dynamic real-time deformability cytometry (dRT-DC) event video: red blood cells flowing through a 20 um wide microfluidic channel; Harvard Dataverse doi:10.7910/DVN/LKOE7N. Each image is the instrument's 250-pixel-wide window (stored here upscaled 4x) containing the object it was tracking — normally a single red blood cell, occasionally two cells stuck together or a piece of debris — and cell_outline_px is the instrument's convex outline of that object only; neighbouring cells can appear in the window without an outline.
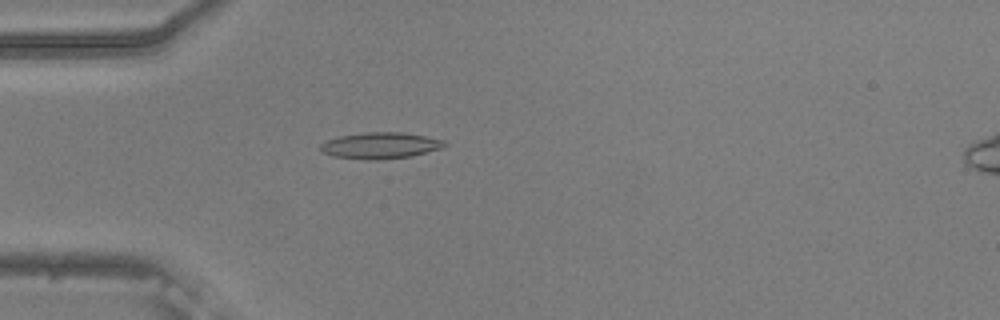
{"species": "common noctule bat (a hibernating species)", "species_latin": "Nyctalus noctula", "temperature_condition": "warm", "stored_images_in_passage": 54, "camera_frame_rate_fps": 3000, "um_per_image_px": 0.085, "animal": {"sex": "male", "body_mass_g": 20.5, "forearm_length_mm": 52.5}, "frame": {"image": 1, "passage_image": 16, "time_ms": 5.0, "image_size_px": [1000, 320], "cell_outline_px": [[448, 144], [440, 148], [412, 156], [376, 160], [368, 160], [332, 156], [320, 152], [320, 144], [328, 140], [340, 136], [368, 132], [400, 132], [424, 136], [444, 140]], "centroid_in_image_um": [32.3, 12.38], "position_along_channel_um": 52.7, "area_um2": 18.9}}
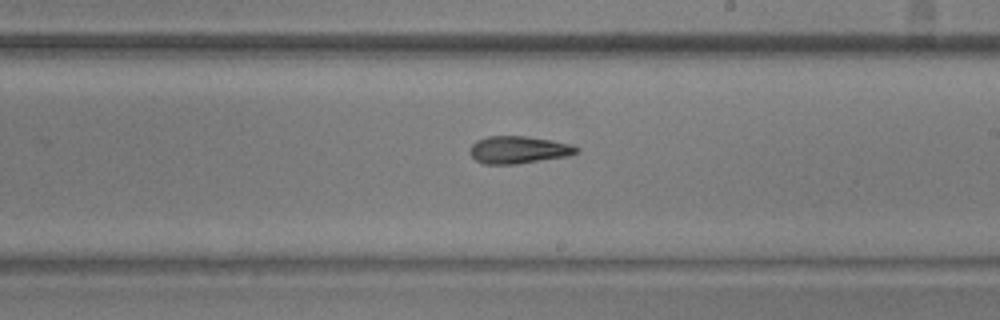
{"frame": {"image": 2, "passage_image": 32, "time_ms": 10.333, "image_size_px": [1000, 320], "cell_outline_px": [[580, 152], [568, 156], [516, 164], [484, 164], [476, 160], [468, 152], [472, 144], [476, 140], [488, 136], [528, 136], [552, 140], [568, 144], [580, 148]], "centroid_in_image_um": [44.07, 12.73], "position_along_channel_um": 244.9, "area_um2": 17.11}}
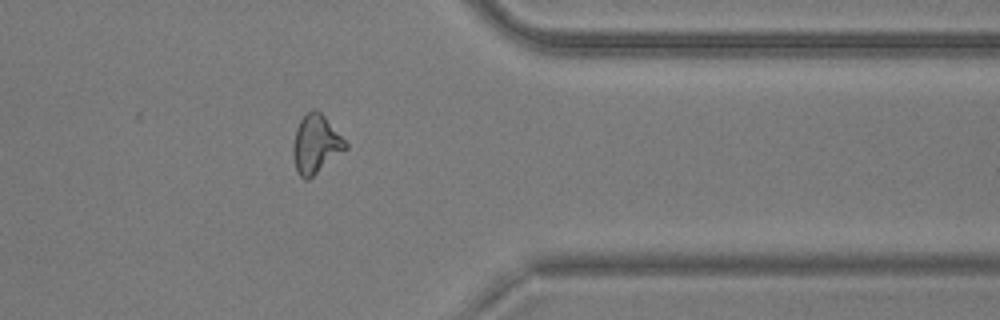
{"frame": {"image": 3, "passage_image": 44, "time_ms": 14.333, "image_size_px": [1000, 320], "cell_outline_px": [[348, 148], [308, 180], [304, 180], [300, 176], [296, 168], [292, 156], [292, 144], [296, 128], [300, 120], [312, 108], [316, 108], [324, 116], [348, 144]], "centroid_in_image_um": [26.82, 12.26], "position_along_channel_um": 384.6, "area_um2": 17.86}, "authors_computed_cell_mechanics": {"area_um2": 17.6001, "velocity_mm_per_s": 3.761, "shape_relaxation_time_tau1_ms": 3.3639, "shape_relaxation_time_tau2_ms": 4.5212, "deformation_change_tau1": 0.1683, "deformation_change_tau2": 0.1334}}